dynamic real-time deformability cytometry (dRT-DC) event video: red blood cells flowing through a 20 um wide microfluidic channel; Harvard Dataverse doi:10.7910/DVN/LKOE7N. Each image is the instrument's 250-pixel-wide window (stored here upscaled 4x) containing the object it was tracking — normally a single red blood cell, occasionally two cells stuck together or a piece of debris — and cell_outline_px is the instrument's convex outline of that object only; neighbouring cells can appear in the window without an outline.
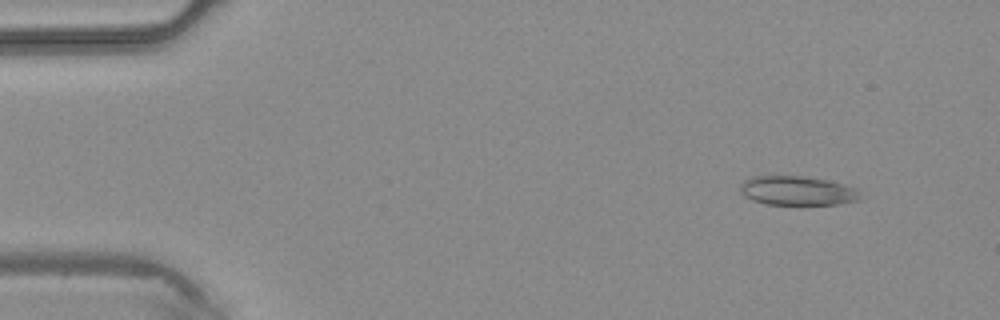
{"species": "common noctule bat (a hibernating species)", "species_latin": "Nyctalus noctula", "temperature_condition": "warm", "stored_images_in_passage": 3, "camera_frame_rate_fps": 3000, "um_per_image_px": 0.085, "animal": {"sex": "male", "body_mass_g": 20.4}, "frame": {"image": 1, "passage_image": 1, "time_ms": 0.0, "image_size_px": [1000, 320], "cell_outline_px": [[860, 200], [836, 204], [764, 204], [752, 200], [744, 196], [740, 192], [740, 184], [744, 180], [752, 176], [804, 176], [828, 180], [844, 184], [856, 188], [860, 192]], "centroid_in_image_um": [67.76, 16.2], "position_along_channel_um": 17.2, "area_um2": 20.52}}
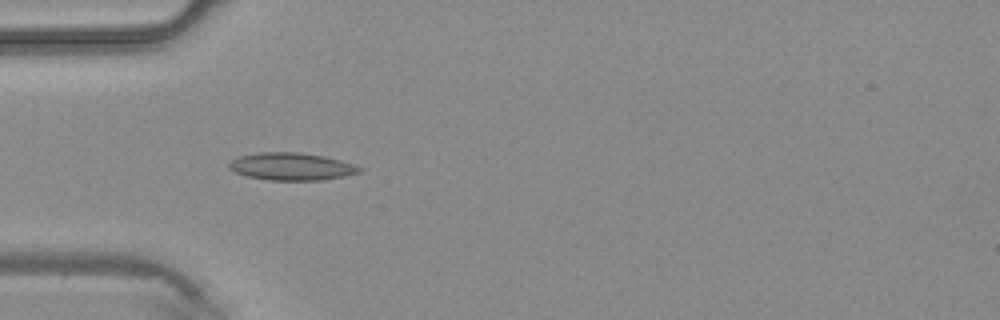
{"frame": {"image": 2, "passage_image": 3, "time_ms": 0.667, "image_size_px": [1000, 320], "cell_outline_px": [[364, 168], [360, 172], [344, 176], [324, 180], [268, 180], [244, 176], [228, 168], [228, 164], [232, 160], [240, 156], [260, 152], [296, 152], [324, 156], [340, 160]], "centroid_in_image_um": [24.77, 14.16], "position_along_channel_um": 60.2, "area_um2": 20.87}}